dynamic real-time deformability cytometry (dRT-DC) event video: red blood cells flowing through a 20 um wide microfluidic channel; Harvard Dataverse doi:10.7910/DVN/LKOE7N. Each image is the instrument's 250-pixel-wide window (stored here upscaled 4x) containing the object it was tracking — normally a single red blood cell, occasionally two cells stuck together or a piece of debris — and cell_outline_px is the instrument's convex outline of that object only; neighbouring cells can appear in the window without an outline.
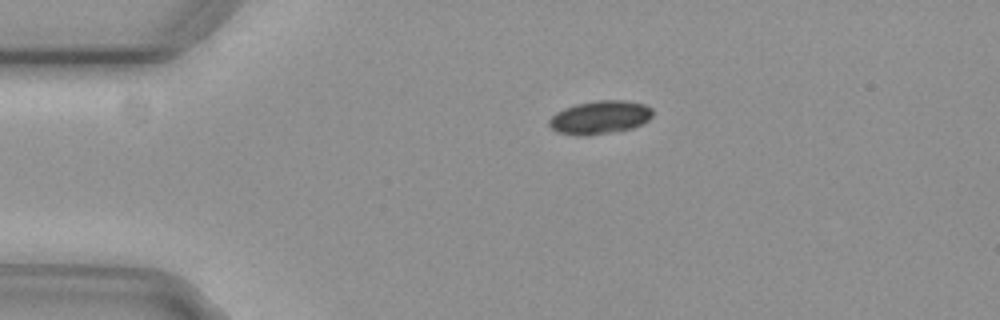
{"species": "common noctule bat (a hibernating species)", "species_latin": "Nyctalus noctula", "temperature_condition": "cold", "stored_images_in_passage": 4, "camera_frame_rate_fps": 3000, "um_per_image_px": 0.085, "animal": {"sex": "female", "body_mass_g": 29.2, "forearm_length_mm": 56.3}, "frame": {"image": 1, "passage_image": 1, "time_ms": 0.0, "image_size_px": [1000, 320], "cell_outline_px": [[652, 116], [648, 120], [632, 128], [588, 136], [556, 132], [548, 124], [548, 120], [556, 112], [564, 108], [576, 104], [596, 100], [624, 100], [644, 104], [652, 108]], "centroid_in_image_um": [50.98, 9.96], "position_along_channel_um": 34.0, "area_um2": 20.0}}